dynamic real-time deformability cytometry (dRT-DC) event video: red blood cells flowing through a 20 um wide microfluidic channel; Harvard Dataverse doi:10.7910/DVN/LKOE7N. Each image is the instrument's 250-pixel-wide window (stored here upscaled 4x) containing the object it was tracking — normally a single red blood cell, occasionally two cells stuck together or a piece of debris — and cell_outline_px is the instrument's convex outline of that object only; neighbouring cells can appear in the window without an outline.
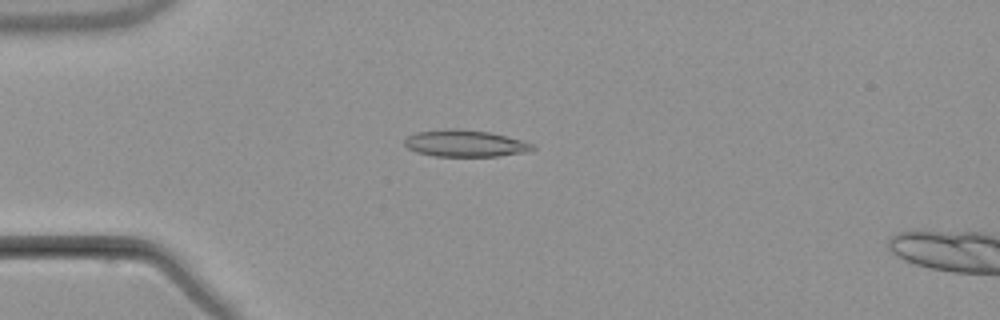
{"species": "common noctule bat (a hibernating species)", "species_latin": "Nyctalus noctula", "temperature_condition": "warm", "stored_images_in_passage": 6, "camera_frame_rate_fps": 3000, "um_per_image_px": 0.085, "animal": {"sex": "male", "body_mass_g": 21.5, "forearm_length_mm": 52.0}, "frame": {"image": 1, "passage_image": 4, "time_ms": 3.667, "image_size_px": [1000, 320], "cell_outline_px": [[536, 148], [524, 152], [496, 156], [436, 156], [416, 152], [408, 148], [404, 144], [404, 140], [408, 136], [416, 132], [448, 128], [460, 128], [488, 132], [524, 140], [536, 144]], "centroid_in_image_um": [39.54, 12.18], "position_along_channel_um": 45.5, "area_um2": 20.06}}
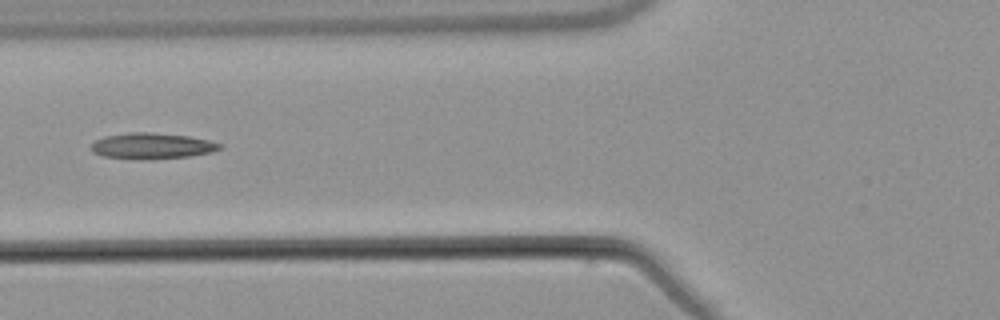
{"frame": {"image": 2, "passage_image": 6, "time_ms": 6.0, "image_size_px": [1000, 320], "cell_outline_px": [[224, 148], [212, 152], [188, 156], [140, 160], [104, 156], [92, 152], [92, 144], [96, 140], [104, 136], [128, 132], [148, 132], [188, 136], [208, 140], [224, 144]], "centroid_in_image_um": [12.94, 12.4], "position_along_channel_um": 112.9, "area_um2": 19.48}}